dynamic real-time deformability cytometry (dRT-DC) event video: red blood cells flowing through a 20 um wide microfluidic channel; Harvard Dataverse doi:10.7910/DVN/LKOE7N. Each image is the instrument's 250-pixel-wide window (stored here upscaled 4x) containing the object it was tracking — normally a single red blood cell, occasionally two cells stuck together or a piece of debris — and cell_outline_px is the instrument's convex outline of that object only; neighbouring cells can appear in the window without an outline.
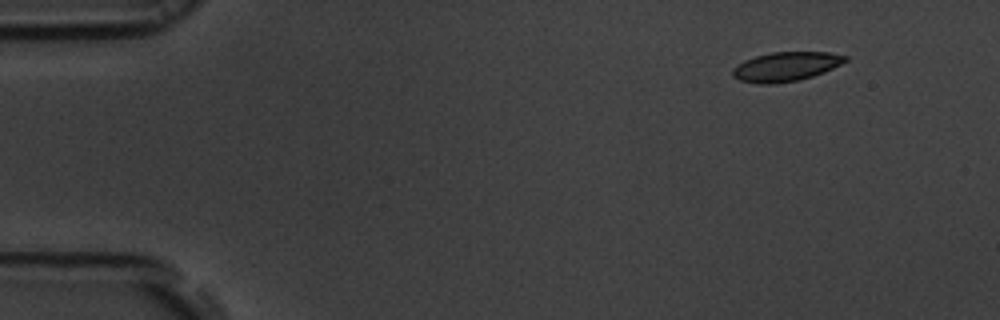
{"species": "common noctule bat (a hibernating species)", "species_latin": "Nyctalus noctula", "temperature_condition": "room temperature", "stored_images_in_passage": 50, "camera_frame_rate_fps": 3000, "um_per_image_px": 0.085, "animal": {"sex": "male", "body_mass_g": 19.5, "forearm_length_mm": 54.6}, "frame": {"image": 1, "passage_image": 1, "time_ms": 0.0, "image_size_px": [1000, 320], "cell_outline_px": [[848, 60], [824, 72], [800, 80], [776, 84], [756, 84], [740, 80], [732, 76], [732, 68], [744, 60], [756, 56], [772, 52], [828, 52], [848, 56]], "centroid_in_image_um": [66.78, 5.67], "position_along_channel_um": 18.2, "area_um2": 19.31}}
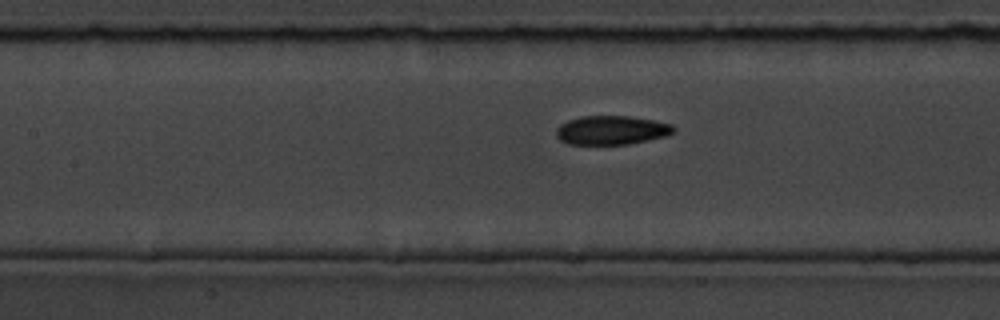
{"frame": {"image": 2, "passage_image": 20, "time_ms": 6.333, "image_size_px": [1000, 320], "cell_outline_px": [[676, 128], [672, 132], [664, 136], [648, 140], [628, 144], [568, 144], [560, 140], [556, 136], [556, 128], [560, 124], [568, 120], [580, 116], [628, 116], [652, 120], [672, 124]], "centroid_in_image_um": [51.94, 11.06], "position_along_channel_um": 155.5, "area_um2": 19.71}}
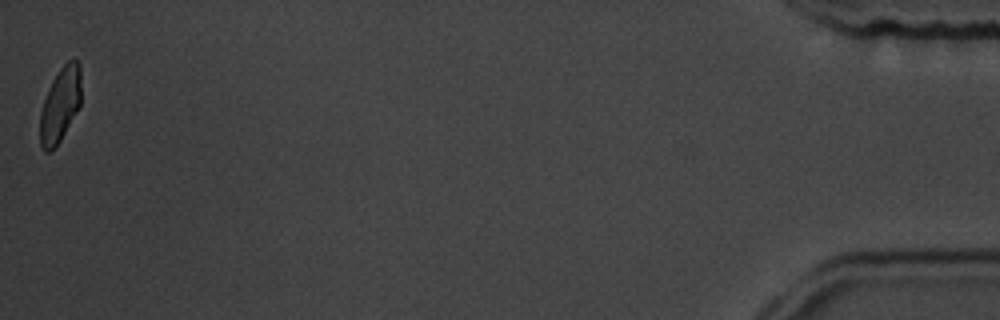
{"frame": {"image": 3, "passage_image": 50, "time_ms": 16.333, "image_size_px": [1000, 320], "cell_outline_px": [[80, 104], [76, 112], [60, 140], [48, 152], [44, 152], [40, 144], [40, 112], [48, 88], [52, 80], [60, 68], [68, 60], [76, 60], [80, 64]], "centroid_in_image_um": [5.1, 8.88], "position_along_channel_um": 430.1, "area_um2": 17.57}, "authors_computed_cell_mechanics": {"area_um2": 19.5942, "velocity_mm_per_s": 3.7193, "shape_relaxation_time_tau1_ms": 4.3171, "shape_relaxation_time_tau2_ms": 1.98, "deformation_change_tau1": 0.1099, "deformation_change_tau2": 0.0632}}